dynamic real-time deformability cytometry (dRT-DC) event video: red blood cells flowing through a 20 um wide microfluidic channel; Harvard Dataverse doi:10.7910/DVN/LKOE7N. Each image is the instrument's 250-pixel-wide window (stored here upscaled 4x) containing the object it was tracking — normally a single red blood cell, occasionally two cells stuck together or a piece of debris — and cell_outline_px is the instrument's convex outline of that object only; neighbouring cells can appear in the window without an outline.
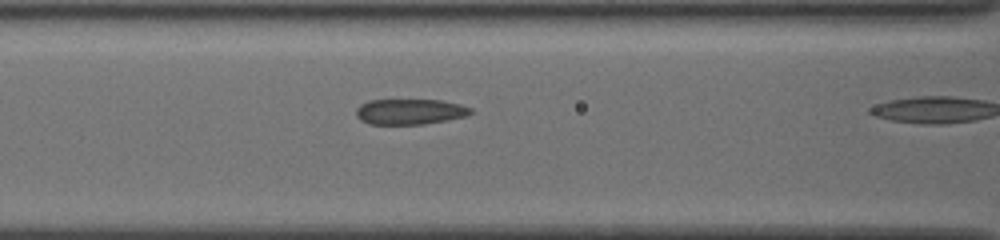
{"species": "common noctule bat (a hibernating species)", "species_latin": "Nyctalus noctula", "temperature_condition": "cold", "stored_images_in_passage": 25, "camera_frame_rate_fps": 3000, "um_per_image_px": 0.085, "animal": {"sex": "female", "body_mass_g": 19.5, "forearm_length_mm": 54.1}, "frame": {"image": 1, "passage_image": 18, "time_ms": 5.667, "image_size_px": [1000, 240], "cell_outline_px": [[472, 112], [468, 116], [424, 124], [368, 124], [360, 120], [356, 116], [356, 108], [360, 104], [368, 100], [440, 100], [460, 104], [472, 108]], "centroid_in_image_um": [34.83, 9.49], "position_along_channel_um": 131.8, "area_um2": 17.17}}